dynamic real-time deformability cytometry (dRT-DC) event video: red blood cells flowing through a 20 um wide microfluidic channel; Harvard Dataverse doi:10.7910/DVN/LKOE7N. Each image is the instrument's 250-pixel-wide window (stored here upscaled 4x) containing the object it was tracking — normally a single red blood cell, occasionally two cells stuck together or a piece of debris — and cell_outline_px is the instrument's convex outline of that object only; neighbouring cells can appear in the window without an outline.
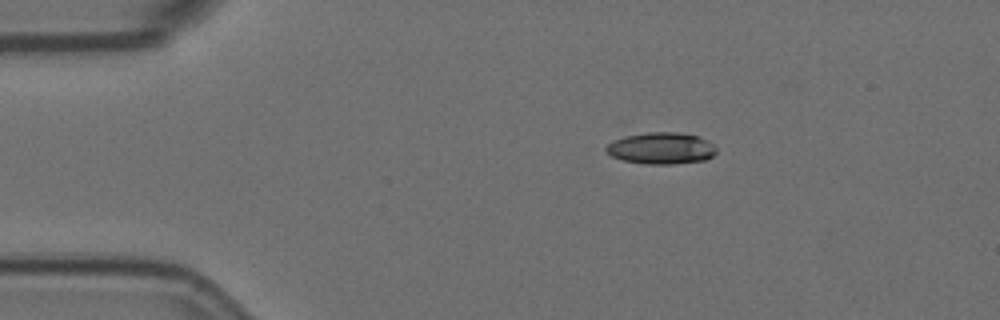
{"species": "Egyptian fruit bat (a non-hibernating species)", "species_latin": "Rousettus aegyptiacus", "temperature_condition": "room temperature", "stored_images_in_passage": 4, "camera_frame_rate_fps": 3000, "um_per_image_px": 0.085, "animal": {"sex": "female"}, "frame": {"image": 1, "passage_image": 1, "time_ms": 0.0, "image_size_px": [1000, 320], "cell_outline_px": [[716, 152], [708, 160], [672, 164], [648, 164], [624, 160], [612, 156], [604, 152], [604, 148], [612, 140], [624, 136], [648, 132], [676, 132], [696, 136], [708, 140], [716, 148]], "centroid_in_image_um": [56.18, 12.6], "position_along_channel_um": 28.8, "area_um2": 20.4}}
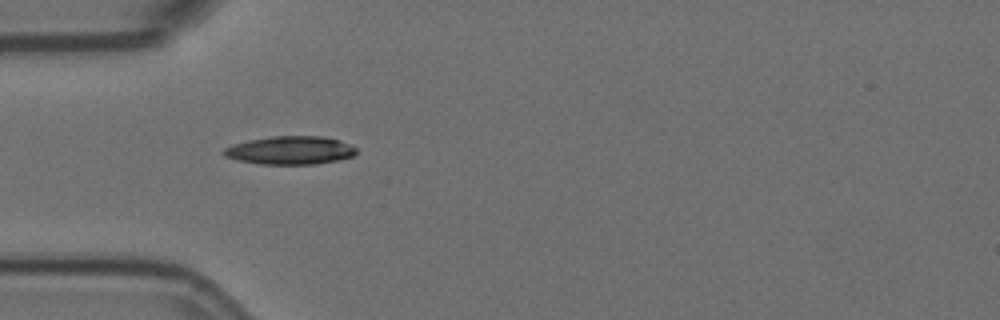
{"frame": {"image": 2, "passage_image": 3, "time_ms": 0.667, "image_size_px": [1000, 320], "cell_outline_px": [[356, 152], [352, 156], [336, 160], [316, 164], [260, 164], [236, 160], [224, 156], [220, 152], [224, 148], [232, 144], [248, 140], [272, 136], [320, 136], [340, 140], [356, 148]], "centroid_in_image_um": [24.6, 12.77], "position_along_channel_um": 60.4, "area_um2": 21.85}}
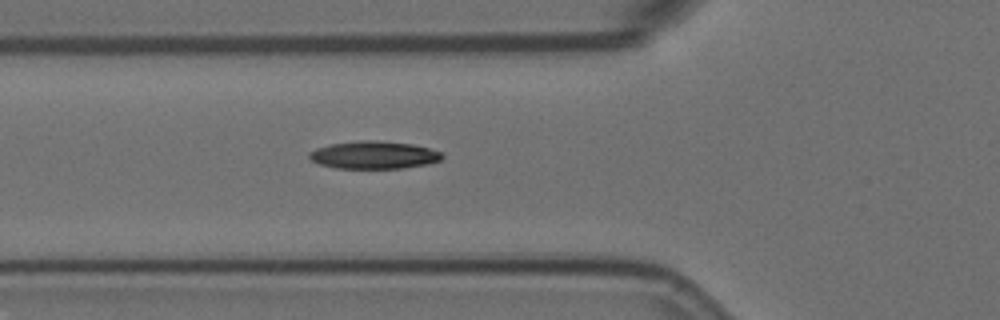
{"frame": {"image": 3, "passage_image": 4, "time_ms": 1.0, "image_size_px": [1000, 320], "cell_outline_px": [[444, 156], [440, 160], [428, 164], [404, 168], [336, 168], [320, 164], [312, 160], [308, 156], [308, 152], [316, 148], [332, 144], [360, 140], [376, 140], [412, 144], [428, 148], [440, 152]], "centroid_in_image_um": [31.78, 13.17], "position_along_channel_um": 94.0, "area_um2": 21.33}}